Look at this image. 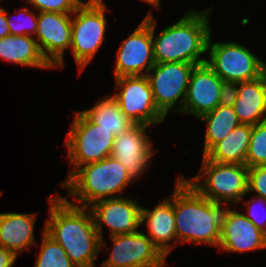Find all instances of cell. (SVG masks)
Segmentation results:
<instances>
[{"label": "cell", "instance_id": "1", "mask_svg": "<svg viewBox=\"0 0 266 267\" xmlns=\"http://www.w3.org/2000/svg\"><path fill=\"white\" fill-rule=\"evenodd\" d=\"M49 203L45 232L61 245L74 265L94 267L101 248L91 212L59 194L50 196Z\"/></svg>", "mask_w": 266, "mask_h": 267}, {"label": "cell", "instance_id": "2", "mask_svg": "<svg viewBox=\"0 0 266 267\" xmlns=\"http://www.w3.org/2000/svg\"><path fill=\"white\" fill-rule=\"evenodd\" d=\"M175 185L174 215L179 243L192 242L219 247L225 206L202 196L181 175Z\"/></svg>", "mask_w": 266, "mask_h": 267}, {"label": "cell", "instance_id": "3", "mask_svg": "<svg viewBox=\"0 0 266 267\" xmlns=\"http://www.w3.org/2000/svg\"><path fill=\"white\" fill-rule=\"evenodd\" d=\"M212 6L205 11L191 9L176 23L161 30L154 37L156 23L152 16V42L155 63L184 62L201 64L207 58H199L207 52L208 40L211 35L209 14Z\"/></svg>", "mask_w": 266, "mask_h": 267}, {"label": "cell", "instance_id": "4", "mask_svg": "<svg viewBox=\"0 0 266 267\" xmlns=\"http://www.w3.org/2000/svg\"><path fill=\"white\" fill-rule=\"evenodd\" d=\"M132 181L124 166L109 156L97 162L76 168L61 183L68 189L70 196L88 207L103 199L122 197L127 185ZM115 193L121 195L114 196Z\"/></svg>", "mask_w": 266, "mask_h": 267}, {"label": "cell", "instance_id": "5", "mask_svg": "<svg viewBox=\"0 0 266 267\" xmlns=\"http://www.w3.org/2000/svg\"><path fill=\"white\" fill-rule=\"evenodd\" d=\"M200 172L202 174L186 180L202 196L215 203L225 205L228 202L237 203L248 194L246 165L218 163L203 156Z\"/></svg>", "mask_w": 266, "mask_h": 267}, {"label": "cell", "instance_id": "6", "mask_svg": "<svg viewBox=\"0 0 266 267\" xmlns=\"http://www.w3.org/2000/svg\"><path fill=\"white\" fill-rule=\"evenodd\" d=\"M103 0L82 2L72 16L71 50L80 71L95 57L104 42L107 20Z\"/></svg>", "mask_w": 266, "mask_h": 267}, {"label": "cell", "instance_id": "7", "mask_svg": "<svg viewBox=\"0 0 266 267\" xmlns=\"http://www.w3.org/2000/svg\"><path fill=\"white\" fill-rule=\"evenodd\" d=\"M115 136L93 123L82 111H76L71 130L66 137L68 159L73 168L93 163L109 157Z\"/></svg>", "mask_w": 266, "mask_h": 267}, {"label": "cell", "instance_id": "8", "mask_svg": "<svg viewBox=\"0 0 266 267\" xmlns=\"http://www.w3.org/2000/svg\"><path fill=\"white\" fill-rule=\"evenodd\" d=\"M206 63L224 81L241 83L259 78L266 72V63L248 48L237 42L208 40Z\"/></svg>", "mask_w": 266, "mask_h": 267}, {"label": "cell", "instance_id": "9", "mask_svg": "<svg viewBox=\"0 0 266 267\" xmlns=\"http://www.w3.org/2000/svg\"><path fill=\"white\" fill-rule=\"evenodd\" d=\"M194 64L184 62L155 63L146 74L157 108L167 116L177 103L174 112L183 109Z\"/></svg>", "mask_w": 266, "mask_h": 267}, {"label": "cell", "instance_id": "10", "mask_svg": "<svg viewBox=\"0 0 266 267\" xmlns=\"http://www.w3.org/2000/svg\"><path fill=\"white\" fill-rule=\"evenodd\" d=\"M116 79V91L111 95L124 115L134 124L151 126L160 124L166 116L157 108L146 75L123 76Z\"/></svg>", "mask_w": 266, "mask_h": 267}, {"label": "cell", "instance_id": "11", "mask_svg": "<svg viewBox=\"0 0 266 267\" xmlns=\"http://www.w3.org/2000/svg\"><path fill=\"white\" fill-rule=\"evenodd\" d=\"M154 65L151 12L119 47L115 78L146 75Z\"/></svg>", "mask_w": 266, "mask_h": 267}, {"label": "cell", "instance_id": "12", "mask_svg": "<svg viewBox=\"0 0 266 267\" xmlns=\"http://www.w3.org/2000/svg\"><path fill=\"white\" fill-rule=\"evenodd\" d=\"M113 247L101 267H163L165 256L142 232L110 236Z\"/></svg>", "mask_w": 266, "mask_h": 267}, {"label": "cell", "instance_id": "13", "mask_svg": "<svg viewBox=\"0 0 266 267\" xmlns=\"http://www.w3.org/2000/svg\"><path fill=\"white\" fill-rule=\"evenodd\" d=\"M137 200L118 197L94 202L90 209L94 225L100 237V248L105 246L102 236V223L111 229L110 236L137 232L141 225V209Z\"/></svg>", "mask_w": 266, "mask_h": 267}, {"label": "cell", "instance_id": "14", "mask_svg": "<svg viewBox=\"0 0 266 267\" xmlns=\"http://www.w3.org/2000/svg\"><path fill=\"white\" fill-rule=\"evenodd\" d=\"M36 40L42 56L55 68L64 66V52L71 46L72 14L38 12Z\"/></svg>", "mask_w": 266, "mask_h": 267}, {"label": "cell", "instance_id": "15", "mask_svg": "<svg viewBox=\"0 0 266 267\" xmlns=\"http://www.w3.org/2000/svg\"><path fill=\"white\" fill-rule=\"evenodd\" d=\"M148 127L135 124L128 131L115 136L110 156L124 166L132 180L144 174L154 154L153 143L145 131Z\"/></svg>", "mask_w": 266, "mask_h": 267}, {"label": "cell", "instance_id": "16", "mask_svg": "<svg viewBox=\"0 0 266 267\" xmlns=\"http://www.w3.org/2000/svg\"><path fill=\"white\" fill-rule=\"evenodd\" d=\"M223 82L206 62L195 65L180 113H190L200 118L214 110L219 105Z\"/></svg>", "mask_w": 266, "mask_h": 267}, {"label": "cell", "instance_id": "17", "mask_svg": "<svg viewBox=\"0 0 266 267\" xmlns=\"http://www.w3.org/2000/svg\"><path fill=\"white\" fill-rule=\"evenodd\" d=\"M266 248V234L257 228L243 213L232 209L222 215L221 239L218 249L226 252L254 251Z\"/></svg>", "mask_w": 266, "mask_h": 267}, {"label": "cell", "instance_id": "18", "mask_svg": "<svg viewBox=\"0 0 266 267\" xmlns=\"http://www.w3.org/2000/svg\"><path fill=\"white\" fill-rule=\"evenodd\" d=\"M143 222L148 228L149 236L147 235V237L167 257L173 248L170 241L174 239L175 242H178L174 215V193L152 210L142 207L141 224Z\"/></svg>", "mask_w": 266, "mask_h": 267}, {"label": "cell", "instance_id": "19", "mask_svg": "<svg viewBox=\"0 0 266 267\" xmlns=\"http://www.w3.org/2000/svg\"><path fill=\"white\" fill-rule=\"evenodd\" d=\"M234 111L241 124L255 125L266 121V72L257 79L237 83Z\"/></svg>", "mask_w": 266, "mask_h": 267}, {"label": "cell", "instance_id": "20", "mask_svg": "<svg viewBox=\"0 0 266 267\" xmlns=\"http://www.w3.org/2000/svg\"><path fill=\"white\" fill-rule=\"evenodd\" d=\"M35 214L0 213V246L17 256L24 248L38 245L34 238Z\"/></svg>", "mask_w": 266, "mask_h": 267}, {"label": "cell", "instance_id": "21", "mask_svg": "<svg viewBox=\"0 0 266 267\" xmlns=\"http://www.w3.org/2000/svg\"><path fill=\"white\" fill-rule=\"evenodd\" d=\"M0 58L23 66L53 68L42 56L35 38L29 35L0 38Z\"/></svg>", "mask_w": 266, "mask_h": 267}, {"label": "cell", "instance_id": "22", "mask_svg": "<svg viewBox=\"0 0 266 267\" xmlns=\"http://www.w3.org/2000/svg\"><path fill=\"white\" fill-rule=\"evenodd\" d=\"M252 125L240 124L222 141L215 144L204 156L218 163L245 165L251 139Z\"/></svg>", "mask_w": 266, "mask_h": 267}, {"label": "cell", "instance_id": "23", "mask_svg": "<svg viewBox=\"0 0 266 267\" xmlns=\"http://www.w3.org/2000/svg\"><path fill=\"white\" fill-rule=\"evenodd\" d=\"M93 123L110 131L114 136L128 131L135 124L121 111L112 96H106L91 109L82 111Z\"/></svg>", "mask_w": 266, "mask_h": 267}, {"label": "cell", "instance_id": "24", "mask_svg": "<svg viewBox=\"0 0 266 267\" xmlns=\"http://www.w3.org/2000/svg\"><path fill=\"white\" fill-rule=\"evenodd\" d=\"M200 119L207 124L203 156L241 124L233 107L220 105Z\"/></svg>", "mask_w": 266, "mask_h": 267}, {"label": "cell", "instance_id": "25", "mask_svg": "<svg viewBox=\"0 0 266 267\" xmlns=\"http://www.w3.org/2000/svg\"><path fill=\"white\" fill-rule=\"evenodd\" d=\"M34 267H77L65 250L45 230L42 232L40 252Z\"/></svg>", "mask_w": 266, "mask_h": 267}, {"label": "cell", "instance_id": "26", "mask_svg": "<svg viewBox=\"0 0 266 267\" xmlns=\"http://www.w3.org/2000/svg\"><path fill=\"white\" fill-rule=\"evenodd\" d=\"M245 165L248 168L266 165V121L252 125Z\"/></svg>", "mask_w": 266, "mask_h": 267}, {"label": "cell", "instance_id": "27", "mask_svg": "<svg viewBox=\"0 0 266 267\" xmlns=\"http://www.w3.org/2000/svg\"><path fill=\"white\" fill-rule=\"evenodd\" d=\"M5 13L7 15V22L9 26L10 35H29V36H32V34L36 35L38 16H36V14H34L33 12H30L27 7L21 9V12L19 13L20 17L19 16L18 17L20 19L23 16V14L24 17H22L23 19L22 18L20 20L18 19L19 21L16 19L12 21L8 17L9 13L6 10Z\"/></svg>", "mask_w": 266, "mask_h": 267}, {"label": "cell", "instance_id": "28", "mask_svg": "<svg viewBox=\"0 0 266 267\" xmlns=\"http://www.w3.org/2000/svg\"><path fill=\"white\" fill-rule=\"evenodd\" d=\"M39 12H59L73 14L82 0H26Z\"/></svg>", "mask_w": 266, "mask_h": 267}, {"label": "cell", "instance_id": "29", "mask_svg": "<svg viewBox=\"0 0 266 267\" xmlns=\"http://www.w3.org/2000/svg\"><path fill=\"white\" fill-rule=\"evenodd\" d=\"M266 199V165L248 168V192Z\"/></svg>", "mask_w": 266, "mask_h": 267}, {"label": "cell", "instance_id": "30", "mask_svg": "<svg viewBox=\"0 0 266 267\" xmlns=\"http://www.w3.org/2000/svg\"><path fill=\"white\" fill-rule=\"evenodd\" d=\"M256 203H257V206H256ZM263 205V207L265 206L266 207V199L262 198V197H258L256 196V199H252V201H248V204H247V215L244 214V216L246 218H248L257 228H259L262 232H264L266 234V208L263 212L262 209L260 211V213L257 211L258 209V205ZM257 208H256V207ZM260 209V208H259ZM265 215L264 217H262L261 215Z\"/></svg>", "mask_w": 266, "mask_h": 267}, {"label": "cell", "instance_id": "31", "mask_svg": "<svg viewBox=\"0 0 266 267\" xmlns=\"http://www.w3.org/2000/svg\"><path fill=\"white\" fill-rule=\"evenodd\" d=\"M237 83L223 82L220 91L219 105L233 107L237 100Z\"/></svg>", "mask_w": 266, "mask_h": 267}, {"label": "cell", "instance_id": "32", "mask_svg": "<svg viewBox=\"0 0 266 267\" xmlns=\"http://www.w3.org/2000/svg\"><path fill=\"white\" fill-rule=\"evenodd\" d=\"M17 255L0 246V267H13Z\"/></svg>", "mask_w": 266, "mask_h": 267}, {"label": "cell", "instance_id": "33", "mask_svg": "<svg viewBox=\"0 0 266 267\" xmlns=\"http://www.w3.org/2000/svg\"><path fill=\"white\" fill-rule=\"evenodd\" d=\"M10 35L7 15L4 8H0V38Z\"/></svg>", "mask_w": 266, "mask_h": 267}, {"label": "cell", "instance_id": "34", "mask_svg": "<svg viewBox=\"0 0 266 267\" xmlns=\"http://www.w3.org/2000/svg\"><path fill=\"white\" fill-rule=\"evenodd\" d=\"M143 1L151 4L154 7L160 8L159 7L160 0H143Z\"/></svg>", "mask_w": 266, "mask_h": 267}]
</instances>
